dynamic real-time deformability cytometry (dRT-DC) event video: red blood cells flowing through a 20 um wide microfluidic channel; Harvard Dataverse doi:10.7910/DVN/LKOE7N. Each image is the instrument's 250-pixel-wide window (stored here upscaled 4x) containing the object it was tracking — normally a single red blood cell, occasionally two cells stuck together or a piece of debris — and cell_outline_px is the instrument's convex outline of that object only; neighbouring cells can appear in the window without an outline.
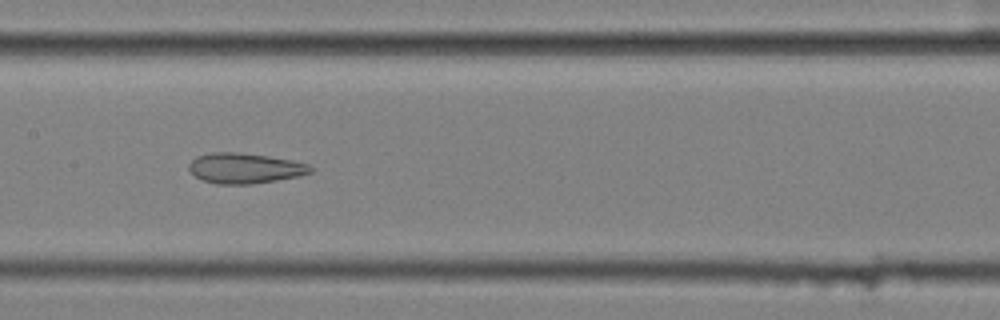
{"species": "common noctule bat (a hibernating species)", "species_latin": "Nyctalus noctula", "temperature_condition": "cold", "stored_images_in_passage": 6, "camera_frame_rate_fps": 3000, "um_per_image_px": 0.085, "animal": {"sex": "female", "body_mass_g": 25.1}, "frame": {"image": 1, "passage_image": 6, "time_ms": 1.667, "image_size_px": [1000, 320], "cell_outline_px": [[312, 172], [300, 176], [252, 184], [216, 184], [200, 180], [188, 168], [188, 164], [196, 156], [212, 152], [236, 152], [268, 156], [292, 160], [308, 164], [312, 168]], "centroid_in_image_um": [20.79, 14.3], "position_along_channel_um": 186.6, "area_um2": 21.56}}